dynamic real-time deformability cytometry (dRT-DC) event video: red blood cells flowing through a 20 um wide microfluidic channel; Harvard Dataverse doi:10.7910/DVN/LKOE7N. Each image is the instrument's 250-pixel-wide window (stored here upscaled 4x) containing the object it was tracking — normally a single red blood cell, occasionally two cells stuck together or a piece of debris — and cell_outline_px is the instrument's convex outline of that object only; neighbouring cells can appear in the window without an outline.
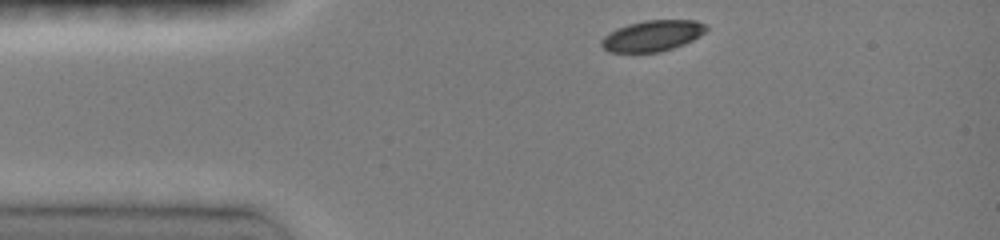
{"species": "common noctule bat (a hibernating species)", "species_latin": "Nyctalus noctula", "temperature_condition": "room temperature", "stored_images_in_passage": 26, "camera_frame_rate_fps": 3000, "um_per_image_px": 0.085, "animal": {"sex": "female", "body_mass_g": 19.0, "forearm_length_mm": 51.5}, "frame": {"image": 1, "passage_image": 1, "time_ms": 0.0, "image_size_px": [1000, 240], "cell_outline_px": [[708, 28], [700, 36], [684, 44], [660, 52], [608, 52], [600, 44], [600, 40], [604, 36], [616, 28], [628, 24], [644, 20], [696, 20], [708, 24]], "centroid_in_image_um": [55.46, 3.03], "position_along_channel_um": 29.5, "area_um2": 19.02}}
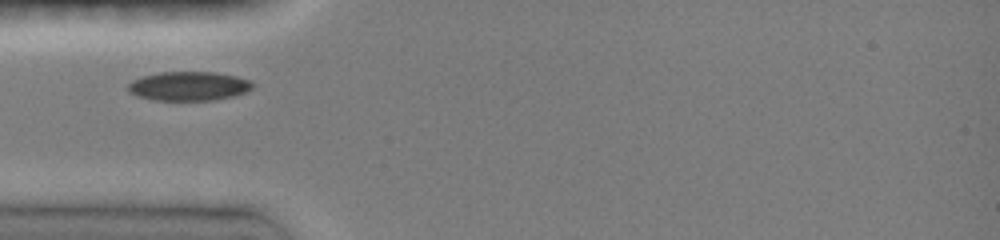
{"frame": {"image": 2, "passage_image": 12, "time_ms": 2.0, "image_size_px": [1000, 240], "cell_outline_px": [[256, 84], [252, 88], [244, 92], [232, 96], [212, 100], [152, 100], [136, 96], [128, 88], [128, 84], [132, 80], [144, 76], [160, 72], [216, 72], [236, 76], [252, 80]], "centroid_in_image_um": [16.07, 7.31], "position_along_channel_um": 68.9, "area_um2": 21.1}}
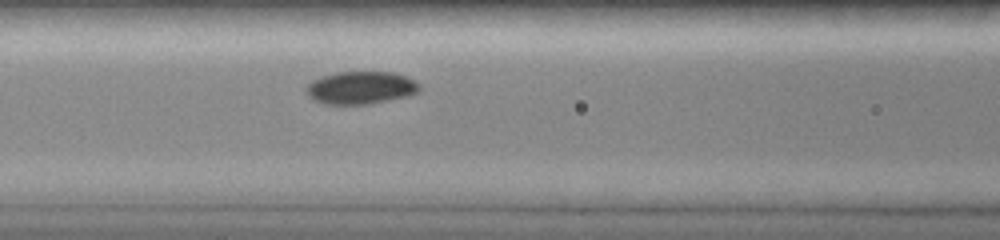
{"frame": {"image": 3, "passage_image": 19, "time_ms": 3.667, "image_size_px": [1000, 240], "cell_outline_px": [[420, 88], [412, 96], [368, 104], [324, 104], [312, 100], [308, 96], [308, 84], [312, 80], [336, 72], [392, 72], [404, 76], [420, 84]], "centroid_in_image_um": [30.68, 7.47], "position_along_channel_um": 135.9, "area_um2": 21.5}}